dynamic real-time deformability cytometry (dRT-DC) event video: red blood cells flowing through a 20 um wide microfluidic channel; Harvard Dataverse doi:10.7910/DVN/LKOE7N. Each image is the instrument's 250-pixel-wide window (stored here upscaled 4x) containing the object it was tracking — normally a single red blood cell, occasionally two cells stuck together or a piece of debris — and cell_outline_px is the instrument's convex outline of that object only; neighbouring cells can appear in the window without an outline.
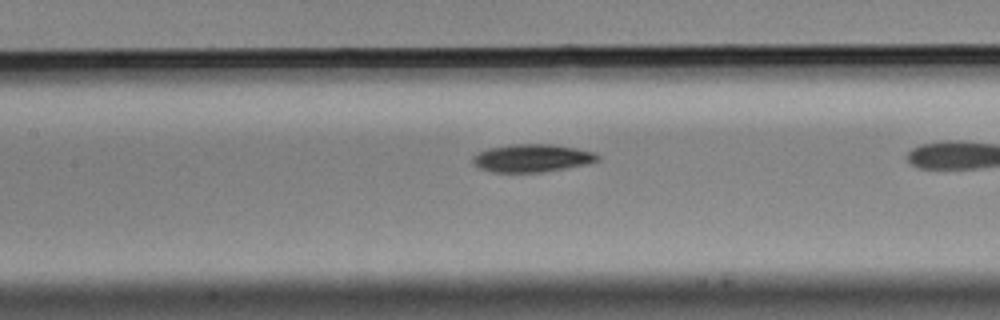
{"species": "Egyptian fruit bat (a non-hibernating species)", "species_latin": "Rousettus aegyptiacus", "temperature_condition": "cold", "stored_images_in_passage": 40, "camera_frame_rate_fps": 3000, "um_per_image_px": 0.085, "animal": {"sex": "male"}, "frame": {"image": 1, "passage_image": 22, "time_ms": 7.0, "image_size_px": [1000, 320], "cell_outline_px": [[600, 160], [588, 164], [568, 168], [544, 172], [492, 172], [480, 168], [472, 164], [472, 156], [476, 152], [488, 148], [512, 144], [552, 144], [576, 148], [596, 152], [600, 156]], "centroid_in_image_um": [45.23, 13.44], "position_along_channel_um": 162.2, "area_um2": 20.63}}
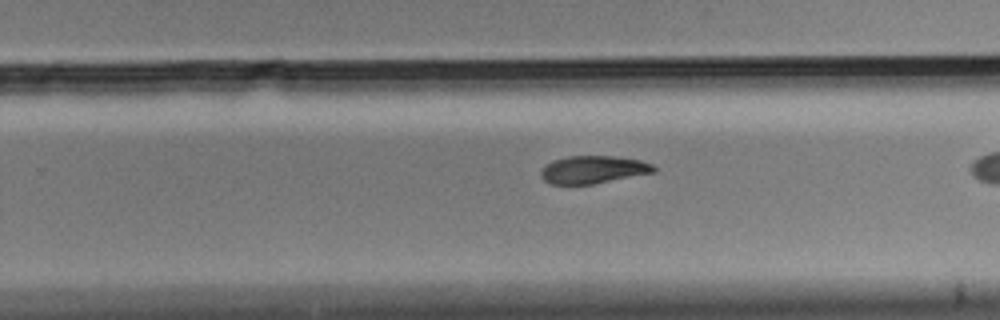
{"frame": {"image": 2, "passage_image": 32, "time_ms": 10.333, "image_size_px": [1000, 320], "cell_outline_px": [[656, 172], [592, 184], [552, 184], [544, 180], [540, 176], [540, 172], [552, 160], [568, 156], [612, 156], [640, 160], [652, 164], [656, 168]], "centroid_in_image_um": [50.43, 14.41], "position_along_channel_um": 279.4, "area_um2": 18.09}}
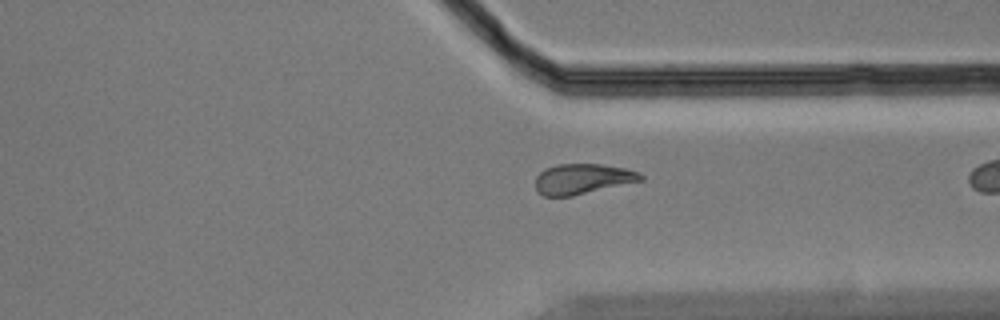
{"frame": {"image": 3, "passage_image": 39, "time_ms": 12.667, "image_size_px": [1000, 320], "cell_outline_px": [[644, 180], [572, 196], [544, 196], [536, 192], [536, 176], [544, 168], [556, 164], [600, 164], [624, 168], [640, 172], [644, 176]], "centroid_in_image_um": [49.51, 15.2], "position_along_channel_um": 361.9, "area_um2": 18.73}}